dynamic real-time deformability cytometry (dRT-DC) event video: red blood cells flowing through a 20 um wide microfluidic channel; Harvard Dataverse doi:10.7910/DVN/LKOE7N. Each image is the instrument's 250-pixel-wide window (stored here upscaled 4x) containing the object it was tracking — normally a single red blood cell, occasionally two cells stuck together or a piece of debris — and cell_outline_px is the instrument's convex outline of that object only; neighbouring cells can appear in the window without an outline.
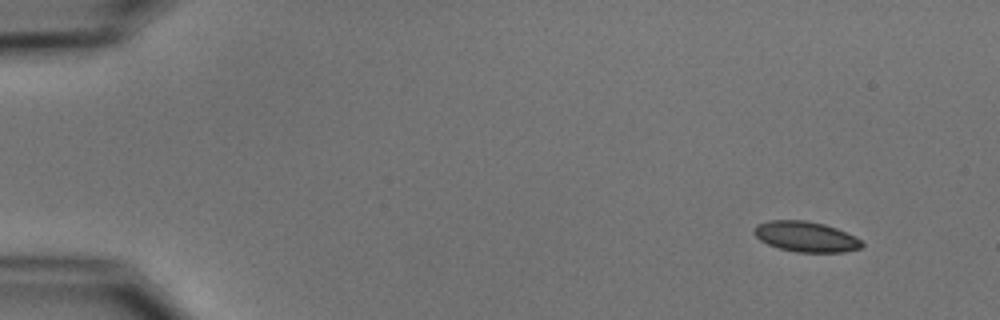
{"species": "common noctule bat (a hibernating species)", "species_latin": "Nyctalus noctula", "temperature_condition": "cold", "stored_images_in_passage": 4, "camera_frame_rate_fps": 3000, "um_per_image_px": 0.085, "animal": {"sex": "male", "body_mass_g": 15.6}, "frame": {"image": 1, "passage_image": 1, "time_ms": 0.0, "image_size_px": [1000, 320], "cell_outline_px": [[864, 244], [860, 248], [844, 252], [796, 252], [780, 248], [768, 244], [760, 240], [756, 236], [752, 228], [756, 224], [768, 220], [804, 220], [824, 224], [836, 228], [860, 240]], "centroid_in_image_um": [68.45, 20.11], "position_along_channel_um": 16.6, "area_um2": 18.96}}
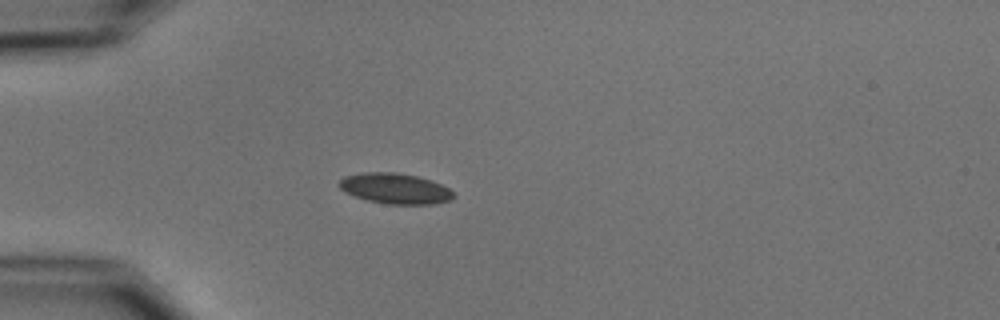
{"frame": {"image": 2, "passage_image": 4, "time_ms": 3.667, "image_size_px": [1000, 320], "cell_outline_px": [[456, 196], [448, 200], [432, 204], [388, 204], [368, 200], [344, 192], [336, 184], [344, 176], [364, 172], [396, 172], [416, 176], [440, 184], [448, 188]], "centroid_in_image_um": [33.54, 16.02], "position_along_channel_um": 51.5, "area_um2": 20.17}}